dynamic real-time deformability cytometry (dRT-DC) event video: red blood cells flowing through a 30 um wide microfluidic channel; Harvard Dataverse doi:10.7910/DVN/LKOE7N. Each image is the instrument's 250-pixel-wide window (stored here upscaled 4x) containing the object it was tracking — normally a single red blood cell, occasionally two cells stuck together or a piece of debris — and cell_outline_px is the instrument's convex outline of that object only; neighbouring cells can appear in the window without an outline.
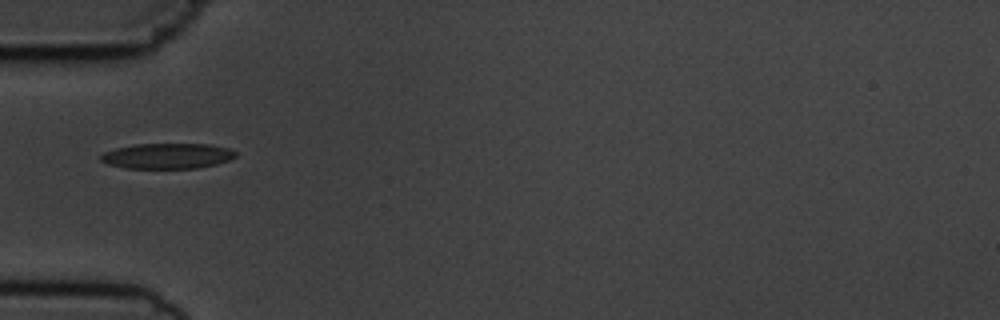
{"species": "common noctule bat (a hibernating species)", "species_latin": "Nyctalus noctula", "temperature_condition": "cold", "stored_images_in_passage": 4, "camera_frame_rate_fps": 3000, "um_per_image_px": 0.085, "animal": {"sex": "male", "body_mass_g": 19.5, "forearm_length_mm": 54.6}, "frame": {"image": 1, "passage_image": 1, "time_ms": 0.0, "image_size_px": [1000, 320], "cell_outline_px": [[236, 156], [228, 160], [216, 164], [196, 168], [124, 168], [108, 164], [100, 160], [100, 156], [104, 152], [116, 148], [136, 144], [208, 144], [228, 148], [236, 152]], "centroid_in_image_um": [14.2, 13.25], "position_along_channel_um": 70.8, "area_um2": 19.88}}
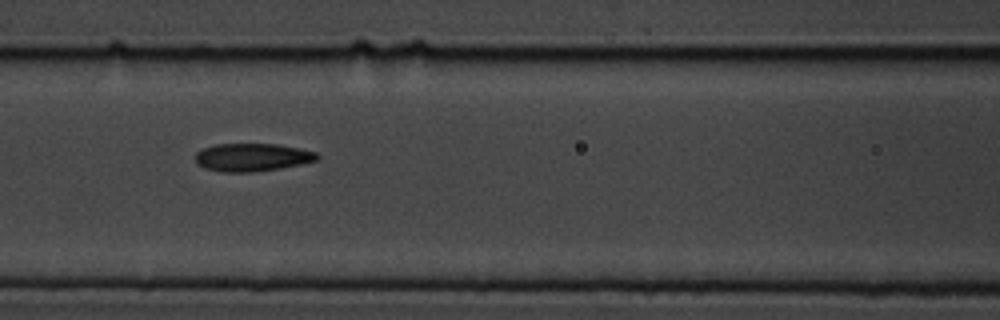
{"frame": {"image": 2, "passage_image": 3, "time_ms": 2.0, "image_size_px": [1000, 320], "cell_outline_px": [[320, 160], [280, 168], [252, 172], [224, 172], [204, 168], [196, 164], [196, 152], [204, 148], [216, 144], [276, 144], [300, 148], [316, 152], [320, 156]], "centroid_in_image_um": [21.45, 13.37], "position_along_channel_um": 145.1, "area_um2": 19.88}}
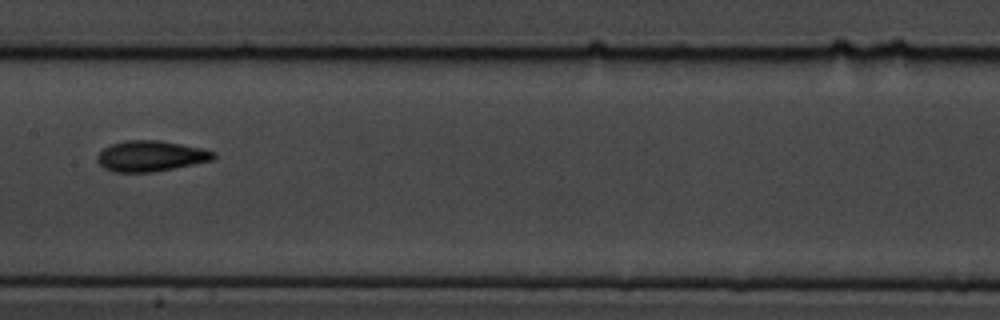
{"frame": {"image": 3, "passage_image": 4, "time_ms": 3.333, "image_size_px": [1000, 320], "cell_outline_px": [[216, 156], [212, 160], [152, 172], [112, 172], [104, 168], [96, 160], [96, 156], [104, 148], [112, 144], [128, 140], [160, 140], [200, 148], [216, 152]], "centroid_in_image_um": [12.78, 13.26], "position_along_channel_um": 194.6, "area_um2": 20.58}}